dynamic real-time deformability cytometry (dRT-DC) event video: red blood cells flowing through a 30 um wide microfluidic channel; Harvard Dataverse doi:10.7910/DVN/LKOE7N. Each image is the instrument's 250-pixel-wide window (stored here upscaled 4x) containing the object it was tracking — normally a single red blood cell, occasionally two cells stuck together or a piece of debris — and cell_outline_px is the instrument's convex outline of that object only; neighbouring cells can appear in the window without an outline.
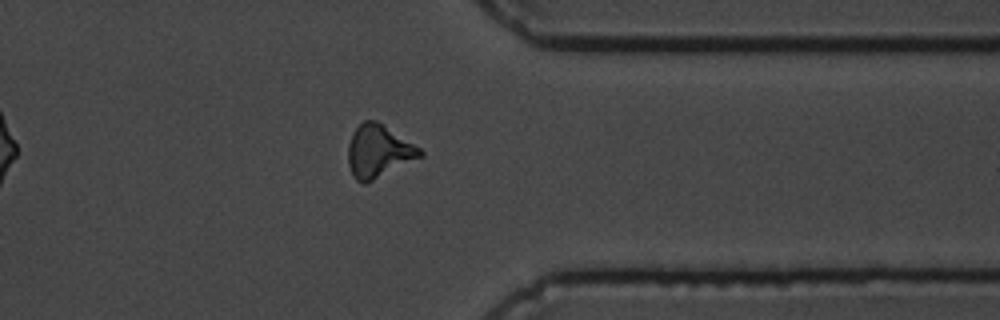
{"species": "common noctule bat (a hibernating species)", "species_latin": "Nyctalus noctula", "temperature_condition": "cold", "stored_images_in_passage": 13, "segment_of_instrument_passage": [2, 2], "camera_frame_rate_fps": 3000, "um_per_image_px": 0.085, "animal": {"sex": "male", "body_mass_g": 19.5, "forearm_length_mm": 54.6}, "frame": {"image": 1, "passage_image": 13, "time_ms": 15.333, "image_size_px": [1000, 320], "cell_outline_px": [[424, 156], [364, 184], [356, 180], [352, 176], [348, 164], [348, 144], [352, 132], [364, 120], [376, 120], [420, 148], [424, 152]], "centroid_in_image_um": [32.16, 12.87], "position_along_channel_um": 379.2, "area_um2": 22.02}}